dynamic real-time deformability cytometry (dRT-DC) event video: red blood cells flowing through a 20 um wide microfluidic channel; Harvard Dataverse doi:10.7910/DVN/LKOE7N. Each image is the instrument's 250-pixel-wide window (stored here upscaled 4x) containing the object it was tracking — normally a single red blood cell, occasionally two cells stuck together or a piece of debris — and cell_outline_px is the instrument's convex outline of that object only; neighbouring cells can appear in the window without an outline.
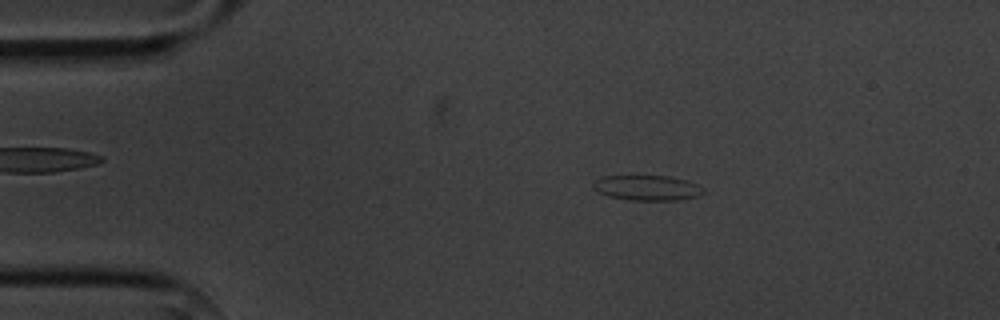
{"species": "common noctule bat (a hibernating species)", "species_latin": "Nyctalus noctula", "temperature_condition": "cold", "stored_images_in_passage": 6, "camera_frame_rate_fps": 3000, "um_per_image_px": 0.085, "animal": {"sex": "male", "body_mass_g": 20.1, "forearm_length_mm": 53.5}, "frame": {"image": 1, "passage_image": 2, "time_ms": 1.333, "image_size_px": [1000, 320], "cell_outline_px": [[704, 192], [696, 196], [676, 200], [628, 200], [608, 196], [596, 192], [592, 188], [592, 184], [596, 180], [604, 176], [668, 176], [688, 180], [704, 188]], "centroid_in_image_um": [54.97, 15.96], "position_along_channel_um": 30.0, "area_um2": 16.18}}
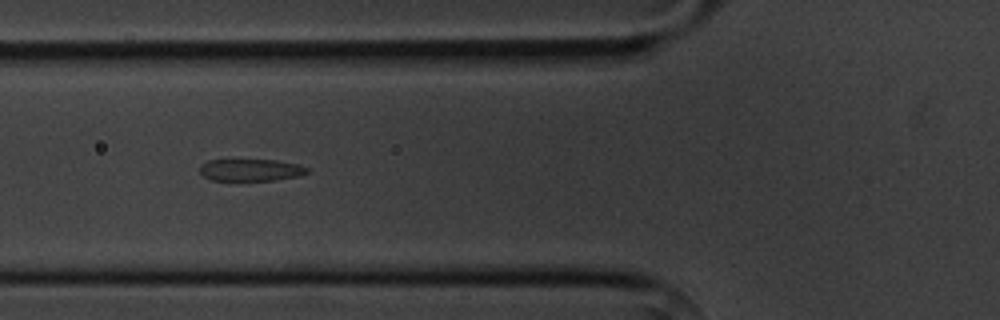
{"frame": {"image": 2, "passage_image": 5, "time_ms": 4.667, "image_size_px": [1000, 320], "cell_outline_px": [[308, 172], [296, 176], [276, 180], [240, 184], [212, 180], [204, 176], [200, 172], [200, 168], [208, 160], [276, 160], [296, 164], [308, 168]], "centroid_in_image_um": [21.26, 14.51], "position_along_channel_um": 104.5, "area_um2": 14.39}}
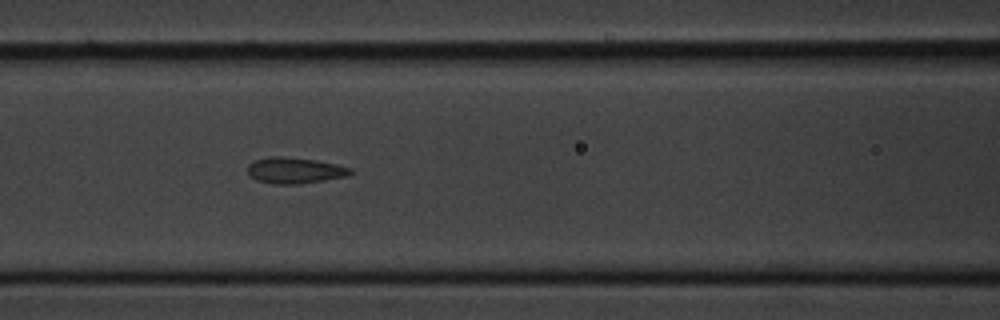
{"frame": {"image": 3, "passage_image": 6, "time_ms": 5.667, "image_size_px": [1000, 320], "cell_outline_px": [[352, 172], [348, 176], [300, 184], [276, 184], [256, 180], [248, 172], [248, 164], [256, 160], [268, 156], [280, 156], [316, 160], [336, 164], [352, 168]], "centroid_in_image_um": [25.07, 14.48], "position_along_channel_um": 141.5, "area_um2": 15.55}}